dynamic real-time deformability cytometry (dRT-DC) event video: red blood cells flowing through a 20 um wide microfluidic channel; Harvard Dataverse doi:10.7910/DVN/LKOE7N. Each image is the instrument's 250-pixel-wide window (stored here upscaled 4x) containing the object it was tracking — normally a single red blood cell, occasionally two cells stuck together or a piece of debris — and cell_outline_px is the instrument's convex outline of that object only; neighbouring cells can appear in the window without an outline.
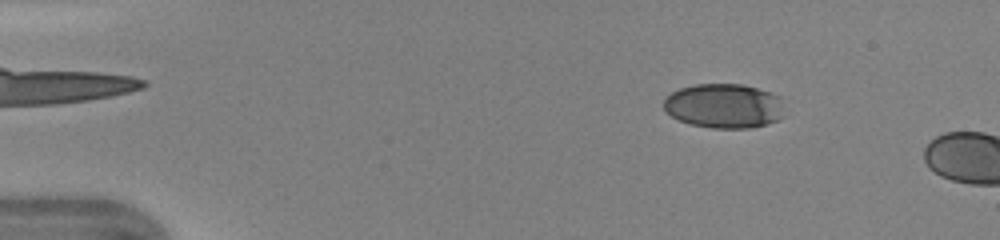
{"species": "human", "species_latin": "Homo sapiens", "temperature_condition": "warm", "stored_images_in_passage": 9, "camera_frame_rate_fps": 3000, "um_per_image_px": 0.085, "donor": {"sex": "female"}, "frame": {"image": 1, "passage_image": 6, "time_ms": 1.667, "image_size_px": [1000, 240], "cell_outline_px": [[784, 116], [776, 120], [764, 124], [748, 128], [712, 128], [692, 124], [680, 120], [664, 112], [664, 96], [680, 88], [696, 84], [740, 84], [756, 88], [780, 96]], "centroid_in_image_um": [61.51, 9.0], "position_along_channel_um": 23.5, "area_um2": 31.21}}